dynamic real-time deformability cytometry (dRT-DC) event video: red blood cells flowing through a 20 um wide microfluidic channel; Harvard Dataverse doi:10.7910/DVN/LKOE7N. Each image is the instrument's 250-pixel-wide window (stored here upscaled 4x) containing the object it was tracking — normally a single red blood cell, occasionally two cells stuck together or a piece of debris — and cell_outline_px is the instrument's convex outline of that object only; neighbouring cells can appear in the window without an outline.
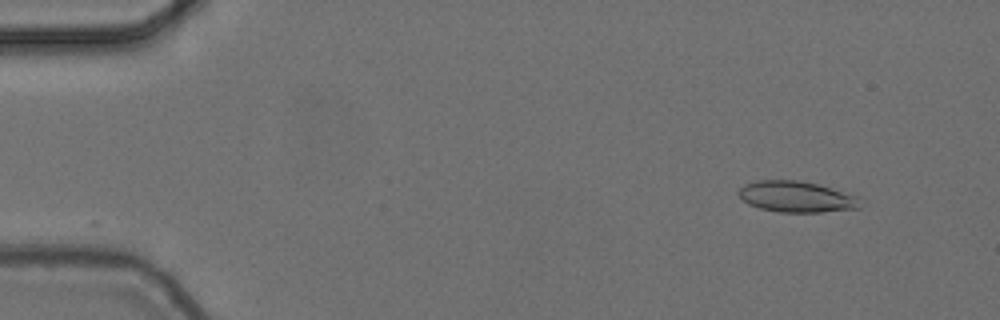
{"species": "common noctule bat (a hibernating species)", "species_latin": "Nyctalus noctula", "temperature_condition": "cold", "stored_images_in_passage": 51, "camera_frame_rate_fps": 3000, "um_per_image_px": 0.085, "animal": {"sex": "female", "body_mass_g": 24.6, "forearm_length_mm": 56.2}, "frame": {"image": 1, "passage_image": 1, "time_ms": 0.0, "image_size_px": [1000, 320], "cell_outline_px": [[860, 208], [820, 212], [780, 212], [760, 208], [748, 204], [736, 192], [744, 184], [756, 180], [796, 180], [820, 184], [860, 196]], "centroid_in_image_um": [67.72, 16.71], "position_along_channel_um": 17.3, "area_um2": 22.2}}
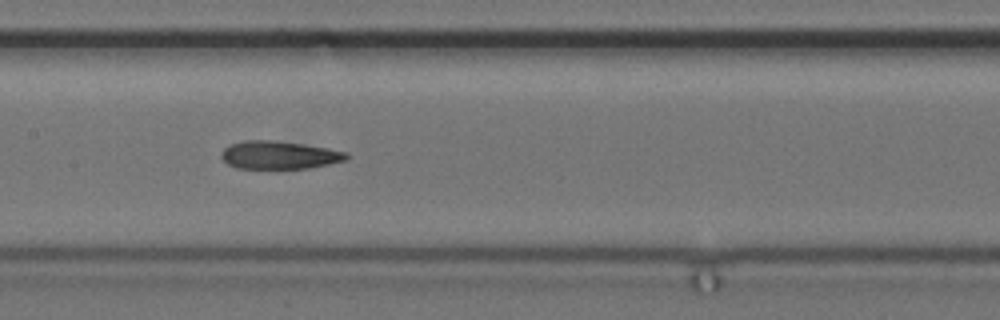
{"frame": {"image": 2, "passage_image": 23, "time_ms": 7.333, "image_size_px": [1000, 320], "cell_outline_px": [[348, 160], [308, 168], [236, 168], [228, 164], [220, 156], [220, 152], [224, 148], [232, 144], [244, 140], [276, 140], [304, 144], [328, 148], [348, 152]], "centroid_in_image_um": [23.74, 13.17], "position_along_channel_um": 183.7, "area_um2": 20.46}}
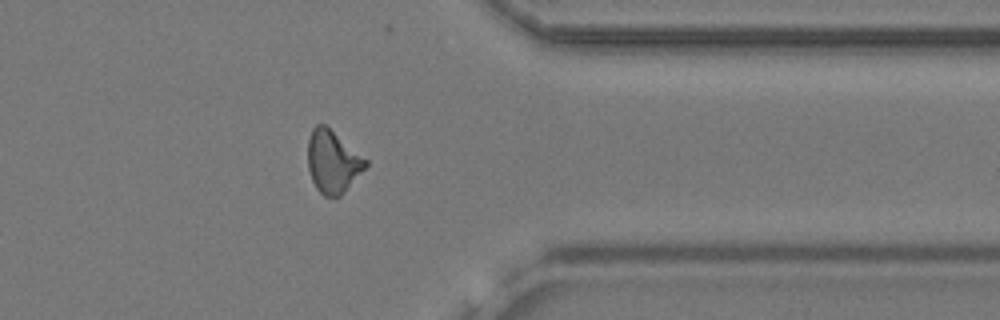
{"frame": {"image": 3, "passage_image": 40, "time_ms": 13.0, "image_size_px": [1000, 320], "cell_outline_px": [[368, 164], [340, 196], [324, 196], [316, 188], [312, 180], [308, 168], [308, 140], [312, 128], [316, 124], [324, 124], [368, 160]], "centroid_in_image_um": [28.26, 13.73], "position_along_channel_um": 383.1, "area_um2": 20.69}, "authors_computed_cell_mechanics": {"area_um2": 20.9236, "velocity_mm_per_s": 3.7078, "shape_relaxation_time_tau1_ms": null, "shape_relaxation_time_tau2_ms": 2.8974, "deformation_change_tau1": null, "deformation_change_tau2": 0.1259}}